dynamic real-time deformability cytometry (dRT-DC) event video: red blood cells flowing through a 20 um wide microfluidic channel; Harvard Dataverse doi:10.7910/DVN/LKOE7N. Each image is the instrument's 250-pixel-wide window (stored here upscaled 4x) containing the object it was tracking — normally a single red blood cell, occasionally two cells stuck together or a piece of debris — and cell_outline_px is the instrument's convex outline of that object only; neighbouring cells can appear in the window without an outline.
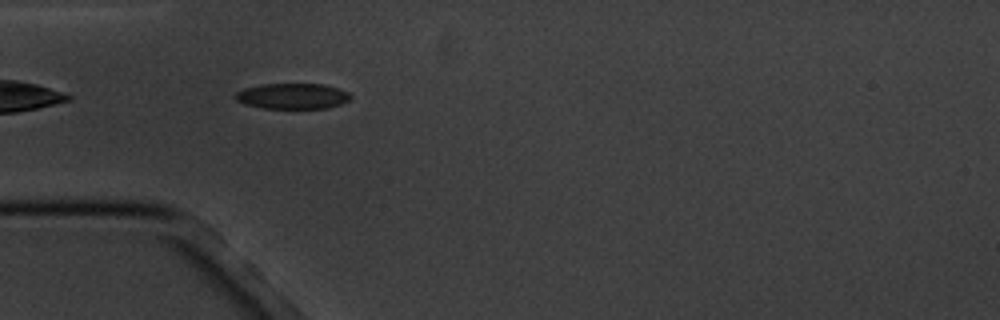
{"species": "common noctule bat (a hibernating species)", "species_latin": "Nyctalus noctula", "temperature_condition": "cold", "stored_images_in_passage": 7, "camera_frame_rate_fps": 3000, "um_per_image_px": 0.085, "animal": {"sex": "male", "body_mass_g": 20.1, "forearm_length_mm": 53.5}, "frame": {"image": 1, "passage_image": 5, "time_ms": 4.667, "image_size_px": [1000, 320], "cell_outline_px": [[352, 96], [348, 100], [340, 104], [328, 108], [260, 108], [244, 104], [236, 100], [232, 96], [236, 92], [244, 88], [260, 84], [324, 84], [348, 92]], "centroid_in_image_um": [24.81, 8.17], "position_along_channel_um": 60.2, "area_um2": 17.28}}
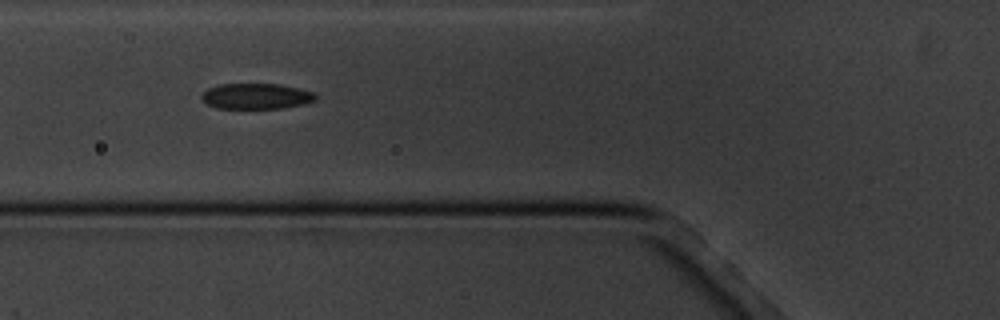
{"frame": {"image": 2, "passage_image": 6, "time_ms": 6.0, "image_size_px": [1000, 320], "cell_outline_px": [[316, 100], [304, 104], [280, 108], [216, 108], [208, 104], [200, 96], [208, 88], [220, 84], [280, 84], [316, 92]], "centroid_in_image_um": [21.81, 8.17], "position_along_channel_um": 104.0, "area_um2": 16.99}}
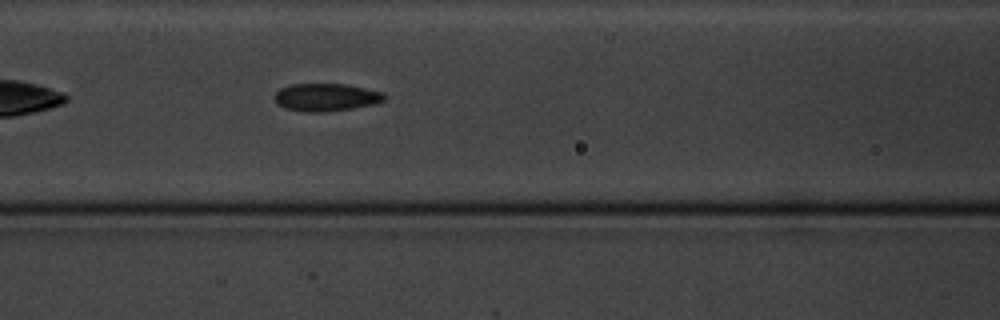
{"frame": {"image": 3, "passage_image": 7, "time_ms": 7.0, "image_size_px": [1000, 320], "cell_outline_px": [[384, 100], [372, 104], [352, 108], [320, 112], [304, 112], [284, 108], [276, 104], [276, 92], [280, 88], [288, 84], [348, 84], [384, 92]], "centroid_in_image_um": [27.68, 8.26], "position_along_channel_um": 138.9, "area_um2": 17.69}}